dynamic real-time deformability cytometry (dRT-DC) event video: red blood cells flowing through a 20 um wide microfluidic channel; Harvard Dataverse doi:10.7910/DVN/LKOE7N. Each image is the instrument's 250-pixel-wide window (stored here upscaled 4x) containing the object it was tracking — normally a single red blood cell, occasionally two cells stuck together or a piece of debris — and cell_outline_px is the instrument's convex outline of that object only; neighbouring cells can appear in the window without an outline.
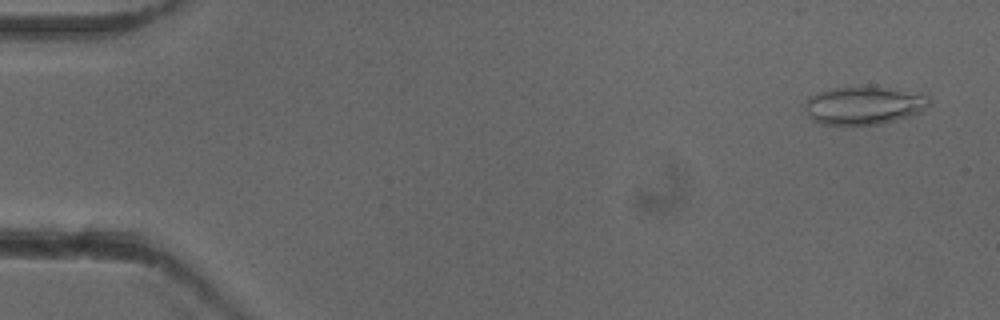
{"species": "common noctule bat (a hibernating species)", "species_latin": "Nyctalus noctula", "temperature_condition": "cold", "stored_images_in_passage": 53, "camera_frame_rate_fps": 3000, "um_per_image_px": 0.085, "animal": {"sex": "female"}, "frame": {"image": 1, "passage_image": 3, "time_ms": 0.667, "image_size_px": [1000, 320], "cell_outline_px": [[932, 104], [920, 112], [912, 116], [880, 124], [820, 124], [812, 120], [808, 116], [804, 108], [804, 100], [808, 96], [832, 88], [860, 84], [888, 88], [928, 96], [932, 100]], "centroid_in_image_um": [73.4, 8.94], "position_along_channel_um": 11.6, "area_um2": 28.15}}
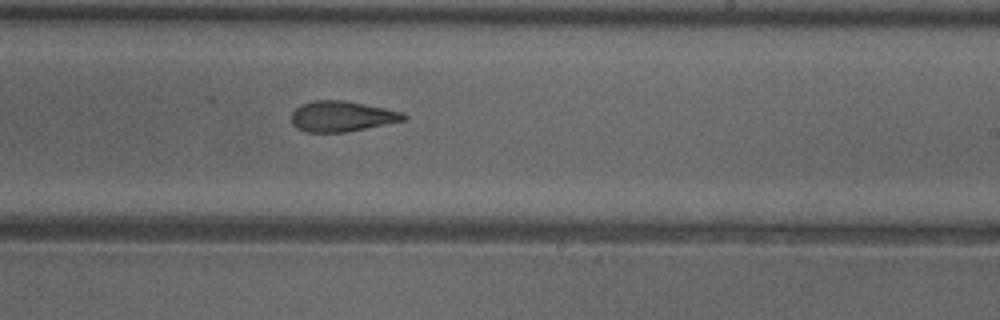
{"frame": {"image": 2, "passage_image": 32, "time_ms": 10.333, "image_size_px": [1000, 320], "cell_outline_px": [[408, 120], [344, 132], [308, 132], [296, 128], [292, 124], [292, 112], [300, 104], [312, 100], [344, 100], [404, 112], [408, 116]], "centroid_in_image_um": [29.07, 9.88], "position_along_channel_um": 259.9, "area_um2": 20.06}}
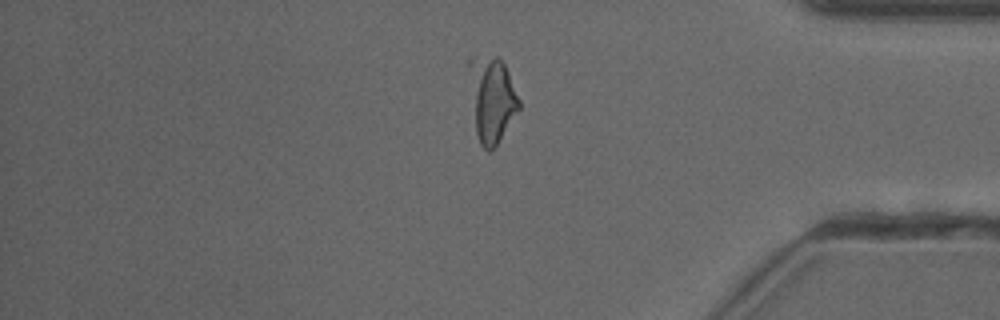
{"frame": {"image": 3, "passage_image": 44, "time_ms": 14.333, "image_size_px": [1000, 320], "cell_outline_px": [[520, 108], [496, 144], [488, 152], [480, 144], [476, 132], [468, 64], [468, 56], [500, 56], [508, 72], [520, 100]], "centroid_in_image_um": [41.8, 8.36], "position_along_channel_um": 393.4, "area_um2": 24.51}, "authors_computed_cell_mechanics": {"area_um2": 22.0218, "velocity_mm_per_s": 3.9411, "shape_relaxation_time_tau1_ms": null, "shape_relaxation_time_tau2_ms": 3.249, "deformation_change_tau1": null, "deformation_change_tau2": 0.1158}}